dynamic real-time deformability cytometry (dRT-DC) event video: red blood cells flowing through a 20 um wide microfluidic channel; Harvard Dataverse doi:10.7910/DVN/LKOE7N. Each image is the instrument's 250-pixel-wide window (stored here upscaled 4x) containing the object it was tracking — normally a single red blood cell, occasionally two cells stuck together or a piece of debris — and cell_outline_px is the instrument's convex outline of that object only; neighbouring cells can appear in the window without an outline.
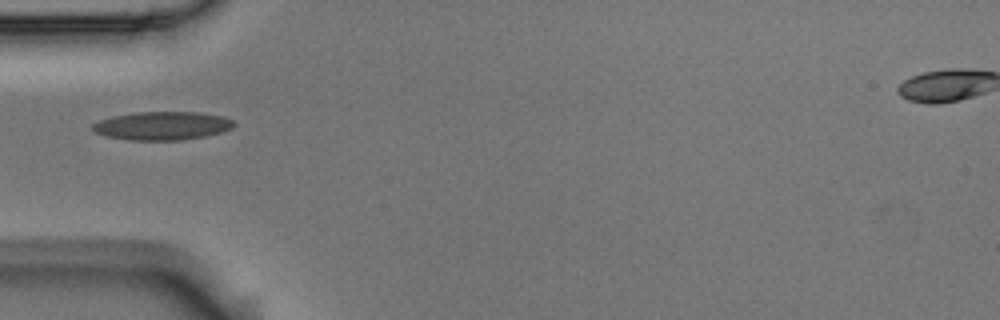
{"species": "Egyptian fruit bat (a non-hibernating species)", "species_latin": "Rousettus aegyptiacus", "temperature_condition": "room temperature", "stored_images_in_passage": 1, "camera_frame_rate_fps": 3000, "um_per_image_px": 0.085, "animal": {"sex": "male"}, "frame": {"image": 1, "passage_image": 1, "time_ms": 0.0, "image_size_px": [1000, 320], "cell_outline_px": [[236, 124], [232, 128], [220, 132], [204, 136], [180, 140], [132, 140], [108, 136], [96, 132], [92, 128], [92, 124], [100, 120], [112, 116], [136, 112], [200, 112], [224, 116], [232, 120]], "centroid_in_image_um": [13.82, 10.68], "position_along_channel_um": 71.2, "area_um2": 23.24}}